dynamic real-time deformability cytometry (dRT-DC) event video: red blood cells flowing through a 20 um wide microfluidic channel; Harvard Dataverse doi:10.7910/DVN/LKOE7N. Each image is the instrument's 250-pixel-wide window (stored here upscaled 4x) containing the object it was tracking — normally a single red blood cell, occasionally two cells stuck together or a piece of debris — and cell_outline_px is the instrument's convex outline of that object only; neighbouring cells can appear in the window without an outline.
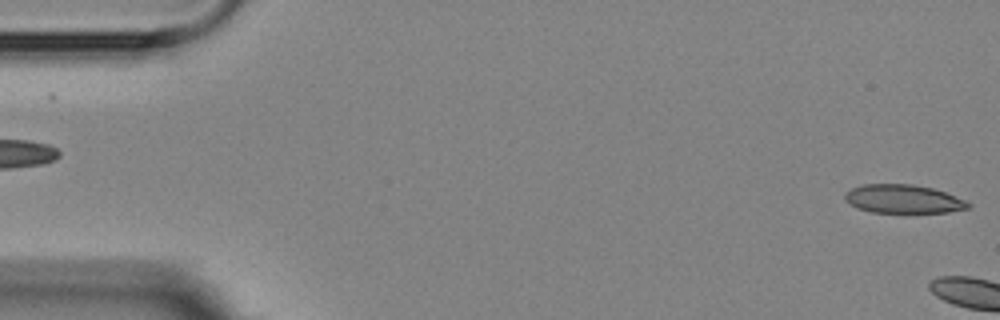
{"species": "Egyptian fruit bat (a non-hibernating species)", "species_latin": "Rousettus aegyptiacus", "temperature_condition": "room temperature", "stored_images_in_passage": 6, "segment_of_instrument_passage": [2, 2], "camera_frame_rate_fps": 3000, "um_per_image_px": 0.085, "animal": {"sex": "female"}, "frame": {"image": 1, "passage_image": 6, "time_ms": 5.667, "image_size_px": [1000, 320], "cell_outline_px": [[972, 204], [968, 208], [948, 212], [872, 212], [856, 208], [844, 200], [844, 196], [852, 188], [864, 184], [912, 184], [932, 188], [944, 192], [964, 200]], "centroid_in_image_um": [76.75, 16.91], "position_along_channel_um": 8.3, "area_um2": 20.29}}